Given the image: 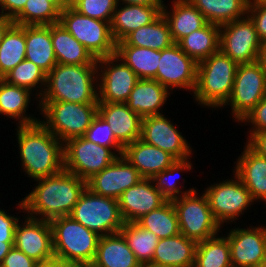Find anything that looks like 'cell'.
Here are the masks:
<instances>
[{
  "instance_id": "42",
  "label": "cell",
  "mask_w": 266,
  "mask_h": 267,
  "mask_svg": "<svg viewBox=\"0 0 266 267\" xmlns=\"http://www.w3.org/2000/svg\"><path fill=\"white\" fill-rule=\"evenodd\" d=\"M60 20V11L47 0H27L23 10L13 19L24 26L51 25Z\"/></svg>"
},
{
  "instance_id": "4",
  "label": "cell",
  "mask_w": 266,
  "mask_h": 267,
  "mask_svg": "<svg viewBox=\"0 0 266 267\" xmlns=\"http://www.w3.org/2000/svg\"><path fill=\"white\" fill-rule=\"evenodd\" d=\"M237 64L220 49L197 64V84L192 95L195 104L217 111L229 100Z\"/></svg>"
},
{
  "instance_id": "58",
  "label": "cell",
  "mask_w": 266,
  "mask_h": 267,
  "mask_svg": "<svg viewBox=\"0 0 266 267\" xmlns=\"http://www.w3.org/2000/svg\"><path fill=\"white\" fill-rule=\"evenodd\" d=\"M65 1L67 3V6H71L77 0H65Z\"/></svg>"
},
{
  "instance_id": "53",
  "label": "cell",
  "mask_w": 266,
  "mask_h": 267,
  "mask_svg": "<svg viewBox=\"0 0 266 267\" xmlns=\"http://www.w3.org/2000/svg\"><path fill=\"white\" fill-rule=\"evenodd\" d=\"M257 62L260 64L261 68L266 72V40L263 41L261 44Z\"/></svg>"
},
{
  "instance_id": "41",
  "label": "cell",
  "mask_w": 266,
  "mask_h": 267,
  "mask_svg": "<svg viewBox=\"0 0 266 267\" xmlns=\"http://www.w3.org/2000/svg\"><path fill=\"white\" fill-rule=\"evenodd\" d=\"M46 76L47 74L40 67L25 59L2 79L8 84L29 89L39 99L46 87Z\"/></svg>"
},
{
  "instance_id": "44",
  "label": "cell",
  "mask_w": 266,
  "mask_h": 267,
  "mask_svg": "<svg viewBox=\"0 0 266 267\" xmlns=\"http://www.w3.org/2000/svg\"><path fill=\"white\" fill-rule=\"evenodd\" d=\"M84 137L93 143L112 148L119 156L123 154V146L116 140L109 124L97 114L86 130Z\"/></svg>"
},
{
  "instance_id": "30",
  "label": "cell",
  "mask_w": 266,
  "mask_h": 267,
  "mask_svg": "<svg viewBox=\"0 0 266 267\" xmlns=\"http://www.w3.org/2000/svg\"><path fill=\"white\" fill-rule=\"evenodd\" d=\"M25 41V59L48 74L57 64L51 40V25L25 26Z\"/></svg>"
},
{
  "instance_id": "3",
  "label": "cell",
  "mask_w": 266,
  "mask_h": 267,
  "mask_svg": "<svg viewBox=\"0 0 266 267\" xmlns=\"http://www.w3.org/2000/svg\"><path fill=\"white\" fill-rule=\"evenodd\" d=\"M39 102L98 103V65L56 64Z\"/></svg>"
},
{
  "instance_id": "35",
  "label": "cell",
  "mask_w": 266,
  "mask_h": 267,
  "mask_svg": "<svg viewBox=\"0 0 266 267\" xmlns=\"http://www.w3.org/2000/svg\"><path fill=\"white\" fill-rule=\"evenodd\" d=\"M208 23L225 25L247 15L249 0H189Z\"/></svg>"
},
{
  "instance_id": "29",
  "label": "cell",
  "mask_w": 266,
  "mask_h": 267,
  "mask_svg": "<svg viewBox=\"0 0 266 267\" xmlns=\"http://www.w3.org/2000/svg\"><path fill=\"white\" fill-rule=\"evenodd\" d=\"M91 267H141L121 232L101 236Z\"/></svg>"
},
{
  "instance_id": "32",
  "label": "cell",
  "mask_w": 266,
  "mask_h": 267,
  "mask_svg": "<svg viewBox=\"0 0 266 267\" xmlns=\"http://www.w3.org/2000/svg\"><path fill=\"white\" fill-rule=\"evenodd\" d=\"M174 43L169 25L161 14L150 24L132 31L116 46H136L161 51Z\"/></svg>"
},
{
  "instance_id": "54",
  "label": "cell",
  "mask_w": 266,
  "mask_h": 267,
  "mask_svg": "<svg viewBox=\"0 0 266 267\" xmlns=\"http://www.w3.org/2000/svg\"><path fill=\"white\" fill-rule=\"evenodd\" d=\"M51 2L60 12L67 7L65 0H47Z\"/></svg>"
},
{
  "instance_id": "17",
  "label": "cell",
  "mask_w": 266,
  "mask_h": 267,
  "mask_svg": "<svg viewBox=\"0 0 266 267\" xmlns=\"http://www.w3.org/2000/svg\"><path fill=\"white\" fill-rule=\"evenodd\" d=\"M261 44L248 15L220 26L219 49L237 65L257 61Z\"/></svg>"
},
{
  "instance_id": "38",
  "label": "cell",
  "mask_w": 266,
  "mask_h": 267,
  "mask_svg": "<svg viewBox=\"0 0 266 267\" xmlns=\"http://www.w3.org/2000/svg\"><path fill=\"white\" fill-rule=\"evenodd\" d=\"M194 267H232L230 246L223 231L197 242Z\"/></svg>"
},
{
  "instance_id": "8",
  "label": "cell",
  "mask_w": 266,
  "mask_h": 267,
  "mask_svg": "<svg viewBox=\"0 0 266 267\" xmlns=\"http://www.w3.org/2000/svg\"><path fill=\"white\" fill-rule=\"evenodd\" d=\"M70 216L99 236L120 232L125 223L117 199L98 195L87 187Z\"/></svg>"
},
{
  "instance_id": "36",
  "label": "cell",
  "mask_w": 266,
  "mask_h": 267,
  "mask_svg": "<svg viewBox=\"0 0 266 267\" xmlns=\"http://www.w3.org/2000/svg\"><path fill=\"white\" fill-rule=\"evenodd\" d=\"M116 55L139 79H153L156 76L160 51L136 46H116Z\"/></svg>"
},
{
  "instance_id": "34",
  "label": "cell",
  "mask_w": 266,
  "mask_h": 267,
  "mask_svg": "<svg viewBox=\"0 0 266 267\" xmlns=\"http://www.w3.org/2000/svg\"><path fill=\"white\" fill-rule=\"evenodd\" d=\"M220 26L207 23L183 37L177 44L197 64L219 50Z\"/></svg>"
},
{
  "instance_id": "55",
  "label": "cell",
  "mask_w": 266,
  "mask_h": 267,
  "mask_svg": "<svg viewBox=\"0 0 266 267\" xmlns=\"http://www.w3.org/2000/svg\"><path fill=\"white\" fill-rule=\"evenodd\" d=\"M37 267H63V264L55 260L50 263L39 264Z\"/></svg>"
},
{
  "instance_id": "22",
  "label": "cell",
  "mask_w": 266,
  "mask_h": 267,
  "mask_svg": "<svg viewBox=\"0 0 266 267\" xmlns=\"http://www.w3.org/2000/svg\"><path fill=\"white\" fill-rule=\"evenodd\" d=\"M98 114L109 124L123 147L141 138L142 117L126 103L98 102Z\"/></svg>"
},
{
  "instance_id": "51",
  "label": "cell",
  "mask_w": 266,
  "mask_h": 267,
  "mask_svg": "<svg viewBox=\"0 0 266 267\" xmlns=\"http://www.w3.org/2000/svg\"><path fill=\"white\" fill-rule=\"evenodd\" d=\"M119 4L131 5H163L164 0H116Z\"/></svg>"
},
{
  "instance_id": "12",
  "label": "cell",
  "mask_w": 266,
  "mask_h": 267,
  "mask_svg": "<svg viewBox=\"0 0 266 267\" xmlns=\"http://www.w3.org/2000/svg\"><path fill=\"white\" fill-rule=\"evenodd\" d=\"M64 169L87 181L113 163L119 155L112 149L84 136L63 143Z\"/></svg>"
},
{
  "instance_id": "13",
  "label": "cell",
  "mask_w": 266,
  "mask_h": 267,
  "mask_svg": "<svg viewBox=\"0 0 266 267\" xmlns=\"http://www.w3.org/2000/svg\"><path fill=\"white\" fill-rule=\"evenodd\" d=\"M234 225H228L231 229L222 227L226 230L232 267H258L266 259V224Z\"/></svg>"
},
{
  "instance_id": "6",
  "label": "cell",
  "mask_w": 266,
  "mask_h": 267,
  "mask_svg": "<svg viewBox=\"0 0 266 267\" xmlns=\"http://www.w3.org/2000/svg\"><path fill=\"white\" fill-rule=\"evenodd\" d=\"M231 174L233 176L228 179L224 177L223 180L209 182L207 188H203L212 214L221 227L243 223L240 218L247 211L252 212L254 204H257L241 179L233 171Z\"/></svg>"
},
{
  "instance_id": "52",
  "label": "cell",
  "mask_w": 266,
  "mask_h": 267,
  "mask_svg": "<svg viewBox=\"0 0 266 267\" xmlns=\"http://www.w3.org/2000/svg\"><path fill=\"white\" fill-rule=\"evenodd\" d=\"M14 24L13 19L0 14V43L4 39L8 29Z\"/></svg>"
},
{
  "instance_id": "60",
  "label": "cell",
  "mask_w": 266,
  "mask_h": 267,
  "mask_svg": "<svg viewBox=\"0 0 266 267\" xmlns=\"http://www.w3.org/2000/svg\"><path fill=\"white\" fill-rule=\"evenodd\" d=\"M141 267H155V266H152V265H142Z\"/></svg>"
},
{
  "instance_id": "48",
  "label": "cell",
  "mask_w": 266,
  "mask_h": 267,
  "mask_svg": "<svg viewBox=\"0 0 266 267\" xmlns=\"http://www.w3.org/2000/svg\"><path fill=\"white\" fill-rule=\"evenodd\" d=\"M38 265L37 261L13 246L3 259L0 267H37Z\"/></svg>"
},
{
  "instance_id": "31",
  "label": "cell",
  "mask_w": 266,
  "mask_h": 267,
  "mask_svg": "<svg viewBox=\"0 0 266 267\" xmlns=\"http://www.w3.org/2000/svg\"><path fill=\"white\" fill-rule=\"evenodd\" d=\"M51 40L57 64H97V59L59 22L51 24Z\"/></svg>"
},
{
  "instance_id": "19",
  "label": "cell",
  "mask_w": 266,
  "mask_h": 267,
  "mask_svg": "<svg viewBox=\"0 0 266 267\" xmlns=\"http://www.w3.org/2000/svg\"><path fill=\"white\" fill-rule=\"evenodd\" d=\"M143 177L125 158L119 156L108 167L86 181V187L92 192L117 199L128 188L136 185Z\"/></svg>"
},
{
  "instance_id": "46",
  "label": "cell",
  "mask_w": 266,
  "mask_h": 267,
  "mask_svg": "<svg viewBox=\"0 0 266 267\" xmlns=\"http://www.w3.org/2000/svg\"><path fill=\"white\" fill-rule=\"evenodd\" d=\"M240 126H250L247 132L265 131L266 130V96L260 100L255 107L248 112L245 117L238 123ZM243 124V125H242Z\"/></svg>"
},
{
  "instance_id": "33",
  "label": "cell",
  "mask_w": 266,
  "mask_h": 267,
  "mask_svg": "<svg viewBox=\"0 0 266 267\" xmlns=\"http://www.w3.org/2000/svg\"><path fill=\"white\" fill-rule=\"evenodd\" d=\"M192 157L195 160L194 156L184 160H176L168 169L163 170L151 178L155 188L158 189L167 200H172L197 190L193 185L186 189L185 184H187V181H185L186 179L182 175L184 172L186 174L188 172V174L191 172L193 173L192 169H195V163H192L194 162ZM178 179H181V181Z\"/></svg>"
},
{
  "instance_id": "37",
  "label": "cell",
  "mask_w": 266,
  "mask_h": 267,
  "mask_svg": "<svg viewBox=\"0 0 266 267\" xmlns=\"http://www.w3.org/2000/svg\"><path fill=\"white\" fill-rule=\"evenodd\" d=\"M135 223L151 231L160 239L180 234L177 212L171 200H167L159 208L142 216Z\"/></svg>"
},
{
  "instance_id": "7",
  "label": "cell",
  "mask_w": 266,
  "mask_h": 267,
  "mask_svg": "<svg viewBox=\"0 0 266 267\" xmlns=\"http://www.w3.org/2000/svg\"><path fill=\"white\" fill-rule=\"evenodd\" d=\"M39 106L40 122L62 143L84 136L98 114V103L39 102Z\"/></svg>"
},
{
  "instance_id": "43",
  "label": "cell",
  "mask_w": 266,
  "mask_h": 267,
  "mask_svg": "<svg viewBox=\"0 0 266 267\" xmlns=\"http://www.w3.org/2000/svg\"><path fill=\"white\" fill-rule=\"evenodd\" d=\"M16 202L18 203H16V205L15 206L13 205L12 207L13 211H14V208L16 209V211H18L16 215L15 213H12L11 208L6 211L3 208L5 206H0V265L3 259L5 258V256L13 248L16 226L18 222L21 220V218L25 215V206L22 202V199ZM10 210H11V213L8 212ZM19 214H21L22 216Z\"/></svg>"
},
{
  "instance_id": "59",
  "label": "cell",
  "mask_w": 266,
  "mask_h": 267,
  "mask_svg": "<svg viewBox=\"0 0 266 267\" xmlns=\"http://www.w3.org/2000/svg\"><path fill=\"white\" fill-rule=\"evenodd\" d=\"M258 267H266V259Z\"/></svg>"
},
{
  "instance_id": "25",
  "label": "cell",
  "mask_w": 266,
  "mask_h": 267,
  "mask_svg": "<svg viewBox=\"0 0 266 267\" xmlns=\"http://www.w3.org/2000/svg\"><path fill=\"white\" fill-rule=\"evenodd\" d=\"M162 15L169 25L175 43L208 23L201 11L189 0H164Z\"/></svg>"
},
{
  "instance_id": "5",
  "label": "cell",
  "mask_w": 266,
  "mask_h": 267,
  "mask_svg": "<svg viewBox=\"0 0 266 267\" xmlns=\"http://www.w3.org/2000/svg\"><path fill=\"white\" fill-rule=\"evenodd\" d=\"M50 224L56 261L64 265H90L93 262L101 236L71 216L52 219Z\"/></svg>"
},
{
  "instance_id": "21",
  "label": "cell",
  "mask_w": 266,
  "mask_h": 267,
  "mask_svg": "<svg viewBox=\"0 0 266 267\" xmlns=\"http://www.w3.org/2000/svg\"><path fill=\"white\" fill-rule=\"evenodd\" d=\"M34 104L35 114L28 111L29 107ZM37 112H40L39 99L34 93L27 88L14 86L0 79L1 117L4 116V119L6 117V120L7 118L8 120H14L13 122H16V125H31L40 122Z\"/></svg>"
},
{
  "instance_id": "49",
  "label": "cell",
  "mask_w": 266,
  "mask_h": 267,
  "mask_svg": "<svg viewBox=\"0 0 266 267\" xmlns=\"http://www.w3.org/2000/svg\"><path fill=\"white\" fill-rule=\"evenodd\" d=\"M246 133L245 143L258 155L266 158V130Z\"/></svg>"
},
{
  "instance_id": "2",
  "label": "cell",
  "mask_w": 266,
  "mask_h": 267,
  "mask_svg": "<svg viewBox=\"0 0 266 267\" xmlns=\"http://www.w3.org/2000/svg\"><path fill=\"white\" fill-rule=\"evenodd\" d=\"M14 127L20 157L16 158L30 181L46 178L64 168L63 143L41 122Z\"/></svg>"
},
{
  "instance_id": "56",
  "label": "cell",
  "mask_w": 266,
  "mask_h": 267,
  "mask_svg": "<svg viewBox=\"0 0 266 267\" xmlns=\"http://www.w3.org/2000/svg\"><path fill=\"white\" fill-rule=\"evenodd\" d=\"M249 3H260L266 5V0H249Z\"/></svg>"
},
{
  "instance_id": "14",
  "label": "cell",
  "mask_w": 266,
  "mask_h": 267,
  "mask_svg": "<svg viewBox=\"0 0 266 267\" xmlns=\"http://www.w3.org/2000/svg\"><path fill=\"white\" fill-rule=\"evenodd\" d=\"M153 79L172 94L185 90L193 95L197 84V63L174 43L160 51L159 65Z\"/></svg>"
},
{
  "instance_id": "28",
  "label": "cell",
  "mask_w": 266,
  "mask_h": 267,
  "mask_svg": "<svg viewBox=\"0 0 266 267\" xmlns=\"http://www.w3.org/2000/svg\"><path fill=\"white\" fill-rule=\"evenodd\" d=\"M197 242L183 234L162 238L157 243L152 266L155 267H194Z\"/></svg>"
},
{
  "instance_id": "61",
  "label": "cell",
  "mask_w": 266,
  "mask_h": 267,
  "mask_svg": "<svg viewBox=\"0 0 266 267\" xmlns=\"http://www.w3.org/2000/svg\"><path fill=\"white\" fill-rule=\"evenodd\" d=\"M262 205L265 206V207H263L265 209L266 208V200L262 203Z\"/></svg>"
},
{
  "instance_id": "24",
  "label": "cell",
  "mask_w": 266,
  "mask_h": 267,
  "mask_svg": "<svg viewBox=\"0 0 266 267\" xmlns=\"http://www.w3.org/2000/svg\"><path fill=\"white\" fill-rule=\"evenodd\" d=\"M163 5H131L117 3L110 23L116 43L138 28L148 25L162 14Z\"/></svg>"
},
{
  "instance_id": "15",
  "label": "cell",
  "mask_w": 266,
  "mask_h": 267,
  "mask_svg": "<svg viewBox=\"0 0 266 267\" xmlns=\"http://www.w3.org/2000/svg\"><path fill=\"white\" fill-rule=\"evenodd\" d=\"M98 102L126 103L139 80L116 54L97 59Z\"/></svg>"
},
{
  "instance_id": "10",
  "label": "cell",
  "mask_w": 266,
  "mask_h": 267,
  "mask_svg": "<svg viewBox=\"0 0 266 267\" xmlns=\"http://www.w3.org/2000/svg\"><path fill=\"white\" fill-rule=\"evenodd\" d=\"M194 192L172 199L177 212L180 233L196 242L211 238L222 231L214 218L209 202L203 191Z\"/></svg>"
},
{
  "instance_id": "20",
  "label": "cell",
  "mask_w": 266,
  "mask_h": 267,
  "mask_svg": "<svg viewBox=\"0 0 266 267\" xmlns=\"http://www.w3.org/2000/svg\"><path fill=\"white\" fill-rule=\"evenodd\" d=\"M167 199L155 188L151 178H143L125 190L118 198L124 222H136L142 216L159 208Z\"/></svg>"
},
{
  "instance_id": "16",
  "label": "cell",
  "mask_w": 266,
  "mask_h": 267,
  "mask_svg": "<svg viewBox=\"0 0 266 267\" xmlns=\"http://www.w3.org/2000/svg\"><path fill=\"white\" fill-rule=\"evenodd\" d=\"M166 113L142 117L141 140L170 153L177 160L190 158L195 149Z\"/></svg>"
},
{
  "instance_id": "45",
  "label": "cell",
  "mask_w": 266,
  "mask_h": 267,
  "mask_svg": "<svg viewBox=\"0 0 266 267\" xmlns=\"http://www.w3.org/2000/svg\"><path fill=\"white\" fill-rule=\"evenodd\" d=\"M116 5V0H77L71 7L82 15L111 23Z\"/></svg>"
},
{
  "instance_id": "9",
  "label": "cell",
  "mask_w": 266,
  "mask_h": 267,
  "mask_svg": "<svg viewBox=\"0 0 266 267\" xmlns=\"http://www.w3.org/2000/svg\"><path fill=\"white\" fill-rule=\"evenodd\" d=\"M59 23L85 48L95 59L116 54V45L109 22L90 18L67 6L60 12Z\"/></svg>"
},
{
  "instance_id": "57",
  "label": "cell",
  "mask_w": 266,
  "mask_h": 267,
  "mask_svg": "<svg viewBox=\"0 0 266 267\" xmlns=\"http://www.w3.org/2000/svg\"><path fill=\"white\" fill-rule=\"evenodd\" d=\"M63 267H91L90 265H64Z\"/></svg>"
},
{
  "instance_id": "50",
  "label": "cell",
  "mask_w": 266,
  "mask_h": 267,
  "mask_svg": "<svg viewBox=\"0 0 266 267\" xmlns=\"http://www.w3.org/2000/svg\"><path fill=\"white\" fill-rule=\"evenodd\" d=\"M27 0H0V14L14 19L24 8Z\"/></svg>"
},
{
  "instance_id": "26",
  "label": "cell",
  "mask_w": 266,
  "mask_h": 267,
  "mask_svg": "<svg viewBox=\"0 0 266 267\" xmlns=\"http://www.w3.org/2000/svg\"><path fill=\"white\" fill-rule=\"evenodd\" d=\"M122 155L139 171L143 178H152L168 169L177 160L170 153L149 145L141 139L126 145Z\"/></svg>"
},
{
  "instance_id": "23",
  "label": "cell",
  "mask_w": 266,
  "mask_h": 267,
  "mask_svg": "<svg viewBox=\"0 0 266 267\" xmlns=\"http://www.w3.org/2000/svg\"><path fill=\"white\" fill-rule=\"evenodd\" d=\"M241 151L232 171L241 179L258 206L266 200V158L254 152L245 142Z\"/></svg>"
},
{
  "instance_id": "11",
  "label": "cell",
  "mask_w": 266,
  "mask_h": 267,
  "mask_svg": "<svg viewBox=\"0 0 266 267\" xmlns=\"http://www.w3.org/2000/svg\"><path fill=\"white\" fill-rule=\"evenodd\" d=\"M266 96V72L260 64H240L237 66L233 90L229 100L220 109H231L234 123H239L255 105Z\"/></svg>"
},
{
  "instance_id": "40",
  "label": "cell",
  "mask_w": 266,
  "mask_h": 267,
  "mask_svg": "<svg viewBox=\"0 0 266 267\" xmlns=\"http://www.w3.org/2000/svg\"><path fill=\"white\" fill-rule=\"evenodd\" d=\"M120 232L141 266L151 264L160 238L151 231L141 228L135 222H125Z\"/></svg>"
},
{
  "instance_id": "27",
  "label": "cell",
  "mask_w": 266,
  "mask_h": 267,
  "mask_svg": "<svg viewBox=\"0 0 266 267\" xmlns=\"http://www.w3.org/2000/svg\"><path fill=\"white\" fill-rule=\"evenodd\" d=\"M171 92L154 79H139L126 102L141 117L163 114ZM165 106V107H164Z\"/></svg>"
},
{
  "instance_id": "1",
  "label": "cell",
  "mask_w": 266,
  "mask_h": 267,
  "mask_svg": "<svg viewBox=\"0 0 266 267\" xmlns=\"http://www.w3.org/2000/svg\"><path fill=\"white\" fill-rule=\"evenodd\" d=\"M33 182L36 184L31 185V191L21 198L25 215L45 221L70 216L86 188L85 180L64 168L56 174Z\"/></svg>"
},
{
  "instance_id": "39",
  "label": "cell",
  "mask_w": 266,
  "mask_h": 267,
  "mask_svg": "<svg viewBox=\"0 0 266 267\" xmlns=\"http://www.w3.org/2000/svg\"><path fill=\"white\" fill-rule=\"evenodd\" d=\"M25 26L13 24L0 43V79L25 60Z\"/></svg>"
},
{
  "instance_id": "18",
  "label": "cell",
  "mask_w": 266,
  "mask_h": 267,
  "mask_svg": "<svg viewBox=\"0 0 266 267\" xmlns=\"http://www.w3.org/2000/svg\"><path fill=\"white\" fill-rule=\"evenodd\" d=\"M14 247L39 264L55 261L50 221L24 215L15 229Z\"/></svg>"
},
{
  "instance_id": "47",
  "label": "cell",
  "mask_w": 266,
  "mask_h": 267,
  "mask_svg": "<svg viewBox=\"0 0 266 267\" xmlns=\"http://www.w3.org/2000/svg\"><path fill=\"white\" fill-rule=\"evenodd\" d=\"M247 15L255 25L260 40H266V5L260 3H249Z\"/></svg>"
}]
</instances>
